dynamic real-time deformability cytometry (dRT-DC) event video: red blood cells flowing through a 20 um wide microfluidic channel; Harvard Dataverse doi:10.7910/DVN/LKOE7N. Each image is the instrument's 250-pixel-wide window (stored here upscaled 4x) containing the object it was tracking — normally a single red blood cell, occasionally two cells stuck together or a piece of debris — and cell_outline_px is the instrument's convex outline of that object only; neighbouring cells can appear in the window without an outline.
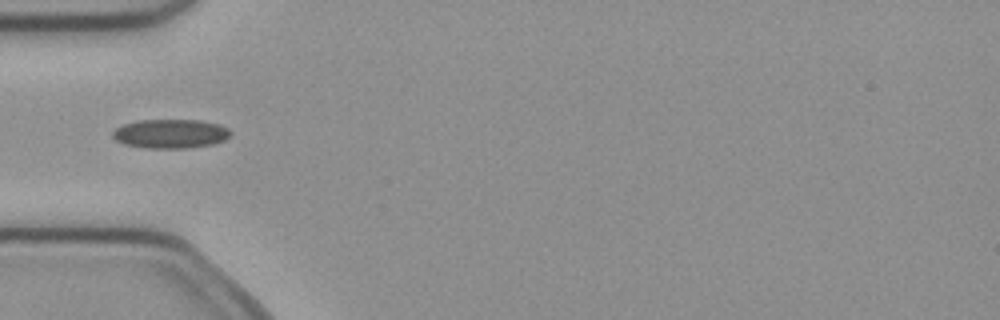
{"species": "common noctule bat (a hibernating species)", "species_latin": "Nyctalus noctula", "temperature_condition": "cold", "stored_images_in_passage": 5, "camera_frame_rate_fps": 3000, "um_per_image_px": 0.085, "animal": {"sex": "female", "body_mass_g": 21.9}, "frame": {"image": 1, "passage_image": 5, "time_ms": 1.333, "image_size_px": [1000, 320], "cell_outline_px": [[232, 132], [224, 140], [212, 144], [188, 148], [144, 148], [124, 144], [116, 140], [112, 136], [112, 132], [116, 128], [124, 124], [140, 120], [200, 120], [220, 124], [228, 128]], "centroid_in_image_um": [14.49, 11.36], "position_along_channel_um": 70.5, "area_um2": 20.0}}